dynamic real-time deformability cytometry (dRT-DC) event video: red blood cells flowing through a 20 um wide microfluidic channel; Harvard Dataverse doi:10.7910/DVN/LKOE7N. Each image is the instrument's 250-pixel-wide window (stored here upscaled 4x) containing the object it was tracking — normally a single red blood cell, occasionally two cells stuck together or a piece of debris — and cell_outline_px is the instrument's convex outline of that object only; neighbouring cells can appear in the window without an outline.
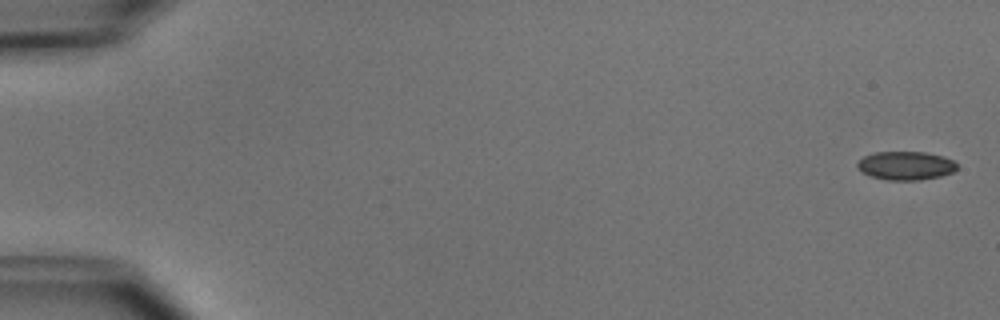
{"species": "common noctule bat (a hibernating species)", "species_latin": "Nyctalus noctula", "temperature_condition": "cold", "stored_images_in_passage": 5, "camera_frame_rate_fps": 3000, "um_per_image_px": 0.085, "animal": {"sex": "male", "body_mass_g": 15.6}, "frame": {"image": 1, "passage_image": 1, "time_ms": 0.0, "image_size_px": [1000, 320], "cell_outline_px": [[956, 168], [952, 172], [940, 176], [920, 180], [888, 180], [872, 176], [860, 172], [856, 168], [856, 164], [864, 156], [872, 152], [924, 152], [944, 156], [952, 160], [956, 164]], "centroid_in_image_um": [76.94, 14.07], "position_along_channel_um": 8.1, "area_um2": 16.59}}
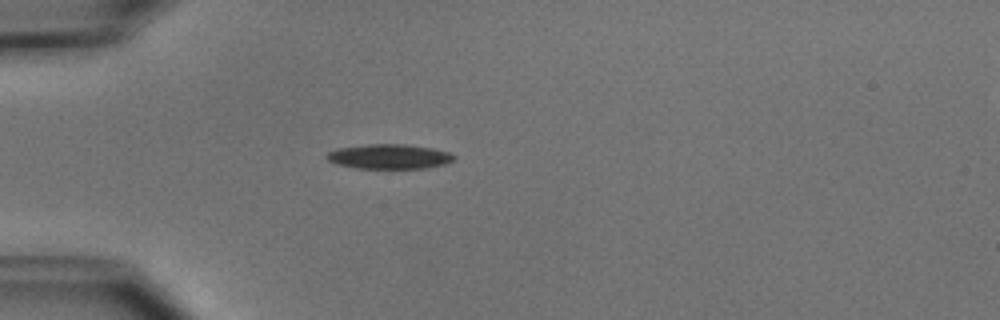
{"frame": {"image": 2, "passage_image": 5, "time_ms": 4.667, "image_size_px": [1000, 320], "cell_outline_px": [[456, 160], [444, 164], [424, 168], [356, 168], [336, 164], [328, 160], [324, 156], [328, 152], [336, 148], [368, 144], [408, 144], [432, 148], [448, 152], [456, 156]], "centroid_in_image_um": [33.07, 13.3], "position_along_channel_um": 51.9, "area_um2": 18.44}}